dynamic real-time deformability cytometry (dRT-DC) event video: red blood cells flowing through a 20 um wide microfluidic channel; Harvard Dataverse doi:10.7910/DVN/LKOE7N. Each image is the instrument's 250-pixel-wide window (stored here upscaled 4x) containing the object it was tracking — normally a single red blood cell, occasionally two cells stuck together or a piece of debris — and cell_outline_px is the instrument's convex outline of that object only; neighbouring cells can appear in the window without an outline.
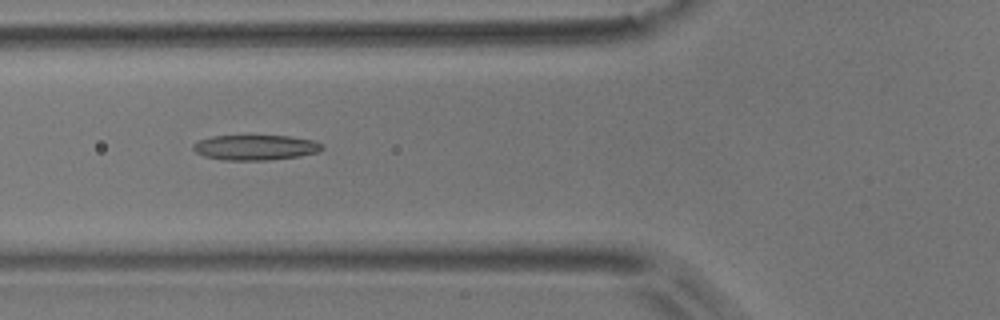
{"species": "common noctule bat (a hibernating species)", "species_latin": "Nyctalus noctula", "temperature_condition": "room temperature", "stored_images_in_passage": 7, "camera_frame_rate_fps": 3000, "um_per_image_px": 0.085, "animal": {"sex": "male", "body_mass_g": 17.9}, "frame": {"image": 1, "passage_image": 6, "time_ms": 1.667, "image_size_px": [1000, 320], "cell_outline_px": [[324, 148], [316, 152], [300, 156], [268, 160], [224, 160], [204, 156], [196, 152], [192, 148], [192, 144], [200, 140], [212, 136], [292, 136], [312, 140], [324, 144]], "centroid_in_image_um": [21.72, 12.53], "position_along_channel_um": 104.1, "area_um2": 18.9}}
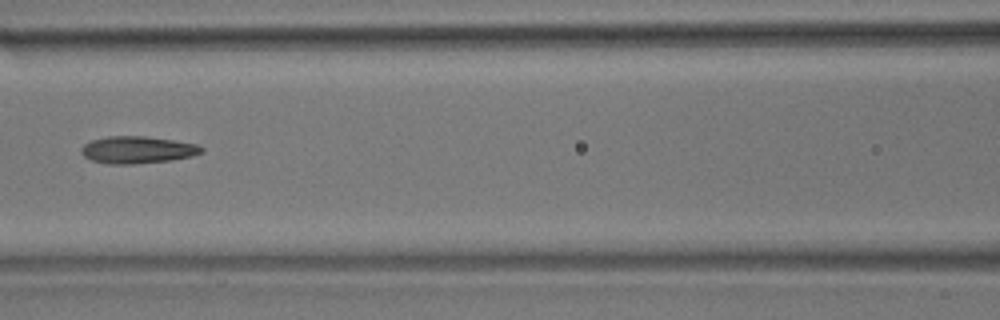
{"frame": {"image": 2, "passage_image": 7, "time_ms": 2.0, "image_size_px": [1000, 320], "cell_outline_px": [[204, 152], [192, 156], [172, 160], [132, 164], [108, 164], [92, 160], [84, 156], [80, 152], [80, 148], [84, 144], [92, 140], [108, 136], [144, 136], [172, 140], [196, 144], [204, 148]], "centroid_in_image_um": [11.68, 12.74], "position_along_channel_um": 154.9, "area_um2": 19.02}}